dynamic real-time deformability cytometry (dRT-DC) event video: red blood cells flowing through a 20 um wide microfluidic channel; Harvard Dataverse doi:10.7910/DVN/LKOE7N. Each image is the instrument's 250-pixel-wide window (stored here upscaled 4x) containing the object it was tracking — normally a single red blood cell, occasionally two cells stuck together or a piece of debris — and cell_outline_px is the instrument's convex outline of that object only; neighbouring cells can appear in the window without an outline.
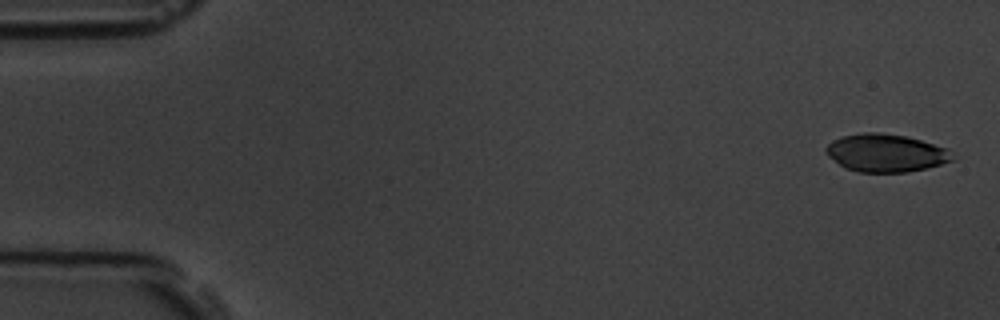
{"species": "common noctule bat (a hibernating species)", "species_latin": "Nyctalus noctula", "temperature_condition": "room temperature", "stored_images_in_passage": 5, "camera_frame_rate_fps": 3000, "um_per_image_px": 0.085, "animal": {"sex": "male", "body_mass_g": 19.5, "forearm_length_mm": 54.6}, "frame": {"image": 1, "passage_image": 1, "time_ms": 0.0, "image_size_px": [1000, 320], "cell_outline_px": [[956, 160], [908, 172], [860, 172], [844, 168], [828, 156], [824, 148], [832, 140], [844, 136], [864, 132], [880, 132], [908, 136], [948, 148]], "centroid_in_image_um": [75.3, 12.99], "position_along_channel_um": 9.7, "area_um2": 28.03}}
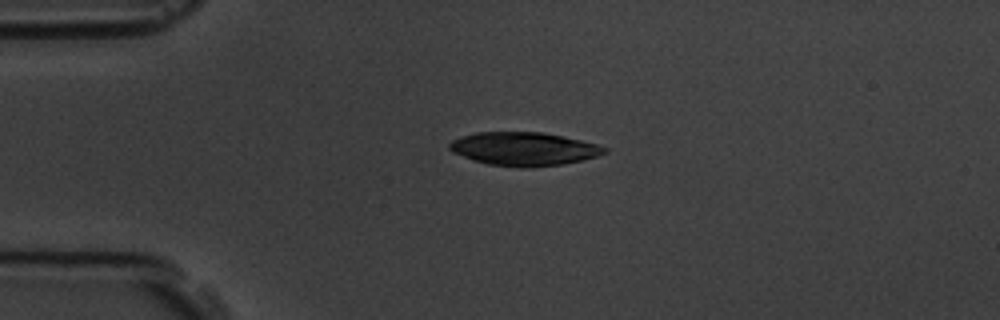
{"frame": {"image": 2, "passage_image": 4, "time_ms": 3.667, "image_size_px": [1000, 320], "cell_outline_px": [[608, 152], [584, 160], [560, 164], [528, 168], [520, 168], [488, 164], [472, 160], [452, 152], [448, 148], [448, 144], [452, 140], [460, 136], [476, 132], [544, 132], [580, 140], [596, 144], [608, 148]], "centroid_in_image_um": [44.5, 12.66], "position_along_channel_um": 40.5, "area_um2": 30.35}}